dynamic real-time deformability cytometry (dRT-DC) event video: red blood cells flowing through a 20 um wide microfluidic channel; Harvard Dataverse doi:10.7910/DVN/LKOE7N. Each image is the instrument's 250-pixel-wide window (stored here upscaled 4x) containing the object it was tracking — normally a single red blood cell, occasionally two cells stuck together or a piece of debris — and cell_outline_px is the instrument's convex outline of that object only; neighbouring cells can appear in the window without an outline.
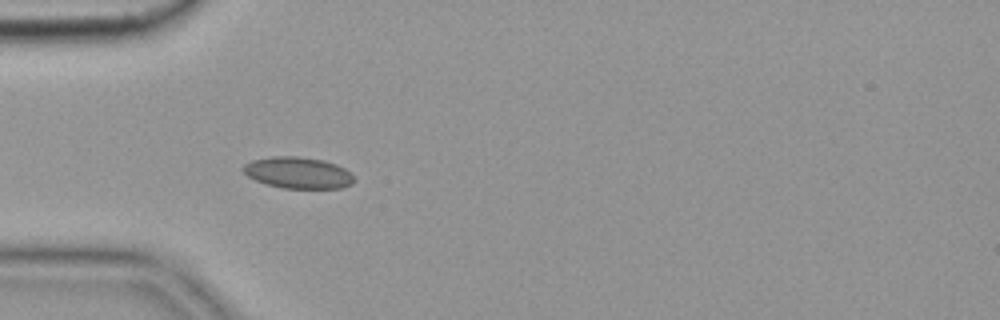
{"species": "common noctule bat (a hibernating species)", "species_latin": "Nyctalus noctula", "temperature_condition": "cold", "stored_images_in_passage": 6, "camera_frame_rate_fps": 3000, "um_per_image_px": 0.085, "animal": {"sex": "female", "body_mass_g": 19.9}, "frame": {"image": 1, "passage_image": 5, "time_ms": 1.333, "image_size_px": [1000, 320], "cell_outline_px": [[356, 180], [352, 184], [340, 188], [284, 188], [264, 184], [248, 176], [244, 172], [244, 164], [252, 160], [272, 156], [296, 156], [324, 160], [336, 164], [344, 168]], "centroid_in_image_um": [25.33, 14.68], "position_along_channel_um": 59.7, "area_um2": 20.23}}